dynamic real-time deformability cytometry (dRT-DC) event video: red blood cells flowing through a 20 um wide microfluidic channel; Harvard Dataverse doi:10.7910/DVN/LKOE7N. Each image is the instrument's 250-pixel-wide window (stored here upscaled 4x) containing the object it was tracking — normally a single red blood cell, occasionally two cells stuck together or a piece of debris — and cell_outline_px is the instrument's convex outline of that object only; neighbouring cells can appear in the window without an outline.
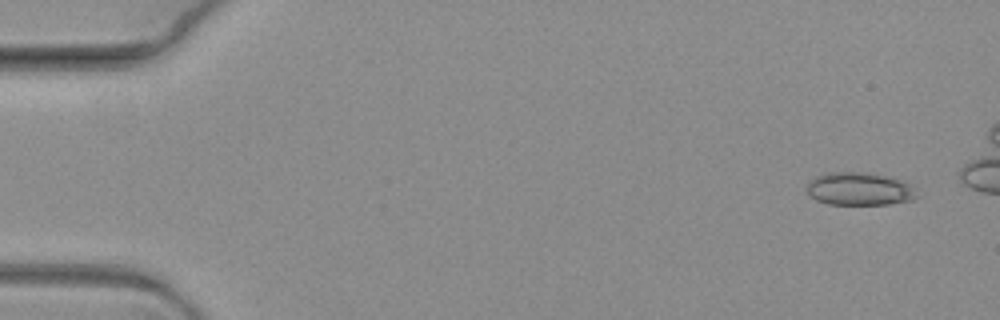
{"species": "common noctule bat (a hibernating species)", "species_latin": "Nyctalus noctula", "temperature_condition": "warm", "stored_images_in_passage": 6, "camera_frame_rate_fps": 3000, "um_per_image_px": 0.085, "animal": {"sex": "female", "body_mass_g": 19.3, "forearm_length_mm": 54.1}, "frame": {"image": 1, "passage_image": 1, "time_ms": 0.0, "image_size_px": [1000, 320], "cell_outline_px": [[920, 196], [912, 200], [888, 204], [828, 204], [816, 200], [804, 188], [816, 176], [824, 172], [860, 172], [888, 176], [900, 180], [916, 188]], "centroid_in_image_um": [73.07, 16.06], "position_along_channel_um": 11.9, "area_um2": 21.21}}